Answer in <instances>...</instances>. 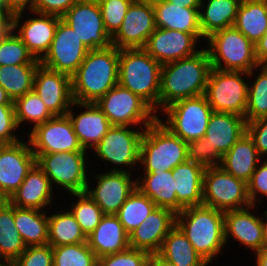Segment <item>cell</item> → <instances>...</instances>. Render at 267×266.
<instances>
[{
    "instance_id": "cell-63",
    "label": "cell",
    "mask_w": 267,
    "mask_h": 266,
    "mask_svg": "<svg viewBox=\"0 0 267 266\" xmlns=\"http://www.w3.org/2000/svg\"><path fill=\"white\" fill-rule=\"evenodd\" d=\"M0 266H15V264H14V261H11V260H4L3 263L0 260Z\"/></svg>"
},
{
    "instance_id": "cell-30",
    "label": "cell",
    "mask_w": 267,
    "mask_h": 266,
    "mask_svg": "<svg viewBox=\"0 0 267 266\" xmlns=\"http://www.w3.org/2000/svg\"><path fill=\"white\" fill-rule=\"evenodd\" d=\"M261 157L253 139L246 132L223 156L220 166L235 178L248 183Z\"/></svg>"
},
{
    "instance_id": "cell-25",
    "label": "cell",
    "mask_w": 267,
    "mask_h": 266,
    "mask_svg": "<svg viewBox=\"0 0 267 266\" xmlns=\"http://www.w3.org/2000/svg\"><path fill=\"white\" fill-rule=\"evenodd\" d=\"M205 169L202 165L187 160L171 171L176 180L177 213L187 207L203 205Z\"/></svg>"
},
{
    "instance_id": "cell-56",
    "label": "cell",
    "mask_w": 267,
    "mask_h": 266,
    "mask_svg": "<svg viewBox=\"0 0 267 266\" xmlns=\"http://www.w3.org/2000/svg\"><path fill=\"white\" fill-rule=\"evenodd\" d=\"M256 253V266H267V247H263Z\"/></svg>"
},
{
    "instance_id": "cell-61",
    "label": "cell",
    "mask_w": 267,
    "mask_h": 266,
    "mask_svg": "<svg viewBox=\"0 0 267 266\" xmlns=\"http://www.w3.org/2000/svg\"><path fill=\"white\" fill-rule=\"evenodd\" d=\"M157 266H176L175 264L167 261L166 259L162 258L158 253H157Z\"/></svg>"
},
{
    "instance_id": "cell-17",
    "label": "cell",
    "mask_w": 267,
    "mask_h": 266,
    "mask_svg": "<svg viewBox=\"0 0 267 266\" xmlns=\"http://www.w3.org/2000/svg\"><path fill=\"white\" fill-rule=\"evenodd\" d=\"M144 130L133 131L128 126H113L94 147L102 161L131 166L140 162V146Z\"/></svg>"
},
{
    "instance_id": "cell-60",
    "label": "cell",
    "mask_w": 267,
    "mask_h": 266,
    "mask_svg": "<svg viewBox=\"0 0 267 266\" xmlns=\"http://www.w3.org/2000/svg\"><path fill=\"white\" fill-rule=\"evenodd\" d=\"M143 266H157V253L151 254Z\"/></svg>"
},
{
    "instance_id": "cell-41",
    "label": "cell",
    "mask_w": 267,
    "mask_h": 266,
    "mask_svg": "<svg viewBox=\"0 0 267 266\" xmlns=\"http://www.w3.org/2000/svg\"><path fill=\"white\" fill-rule=\"evenodd\" d=\"M13 103L17 126L28 120L35 123L34 128L53 117L45 103L34 90L17 98Z\"/></svg>"
},
{
    "instance_id": "cell-12",
    "label": "cell",
    "mask_w": 267,
    "mask_h": 266,
    "mask_svg": "<svg viewBox=\"0 0 267 266\" xmlns=\"http://www.w3.org/2000/svg\"><path fill=\"white\" fill-rule=\"evenodd\" d=\"M89 49L62 18L55 30L49 50L40 60L43 67L72 77Z\"/></svg>"
},
{
    "instance_id": "cell-1",
    "label": "cell",
    "mask_w": 267,
    "mask_h": 266,
    "mask_svg": "<svg viewBox=\"0 0 267 266\" xmlns=\"http://www.w3.org/2000/svg\"><path fill=\"white\" fill-rule=\"evenodd\" d=\"M211 69L207 49L162 65L159 91L162 110L176 101L205 94Z\"/></svg>"
},
{
    "instance_id": "cell-36",
    "label": "cell",
    "mask_w": 267,
    "mask_h": 266,
    "mask_svg": "<svg viewBox=\"0 0 267 266\" xmlns=\"http://www.w3.org/2000/svg\"><path fill=\"white\" fill-rule=\"evenodd\" d=\"M25 9L26 7L15 9L11 18V29L0 35V66L40 64V61L34 58L22 40L16 34H13L15 28H18L19 23H21L19 20L22 19V12L26 11Z\"/></svg>"
},
{
    "instance_id": "cell-5",
    "label": "cell",
    "mask_w": 267,
    "mask_h": 266,
    "mask_svg": "<svg viewBox=\"0 0 267 266\" xmlns=\"http://www.w3.org/2000/svg\"><path fill=\"white\" fill-rule=\"evenodd\" d=\"M188 143L172 133L158 117L144 128L140 146V162L145 173L173 170L188 160Z\"/></svg>"
},
{
    "instance_id": "cell-23",
    "label": "cell",
    "mask_w": 267,
    "mask_h": 266,
    "mask_svg": "<svg viewBox=\"0 0 267 266\" xmlns=\"http://www.w3.org/2000/svg\"><path fill=\"white\" fill-rule=\"evenodd\" d=\"M254 207L255 205H251L248 208L224 212L225 243L228 235L231 234L233 238L249 249H253L254 252L264 247L262 219L248 211Z\"/></svg>"
},
{
    "instance_id": "cell-19",
    "label": "cell",
    "mask_w": 267,
    "mask_h": 266,
    "mask_svg": "<svg viewBox=\"0 0 267 266\" xmlns=\"http://www.w3.org/2000/svg\"><path fill=\"white\" fill-rule=\"evenodd\" d=\"M202 37L204 36L157 27L143 49L164 65L197 54L201 50L195 49L196 41Z\"/></svg>"
},
{
    "instance_id": "cell-13",
    "label": "cell",
    "mask_w": 267,
    "mask_h": 266,
    "mask_svg": "<svg viewBox=\"0 0 267 266\" xmlns=\"http://www.w3.org/2000/svg\"><path fill=\"white\" fill-rule=\"evenodd\" d=\"M62 19L89 50L106 49L112 45L97 0H78Z\"/></svg>"
},
{
    "instance_id": "cell-21",
    "label": "cell",
    "mask_w": 267,
    "mask_h": 266,
    "mask_svg": "<svg viewBox=\"0 0 267 266\" xmlns=\"http://www.w3.org/2000/svg\"><path fill=\"white\" fill-rule=\"evenodd\" d=\"M176 225V214L167 208L156 207L141 225L129 234L130 248L158 253L164 238Z\"/></svg>"
},
{
    "instance_id": "cell-64",
    "label": "cell",
    "mask_w": 267,
    "mask_h": 266,
    "mask_svg": "<svg viewBox=\"0 0 267 266\" xmlns=\"http://www.w3.org/2000/svg\"><path fill=\"white\" fill-rule=\"evenodd\" d=\"M7 200L5 198H3L1 195H0V207L6 202Z\"/></svg>"
},
{
    "instance_id": "cell-7",
    "label": "cell",
    "mask_w": 267,
    "mask_h": 266,
    "mask_svg": "<svg viewBox=\"0 0 267 266\" xmlns=\"http://www.w3.org/2000/svg\"><path fill=\"white\" fill-rule=\"evenodd\" d=\"M242 71L211 69L205 97L213 111L229 112L245 117L248 101V84L241 75L252 76Z\"/></svg>"
},
{
    "instance_id": "cell-38",
    "label": "cell",
    "mask_w": 267,
    "mask_h": 266,
    "mask_svg": "<svg viewBox=\"0 0 267 266\" xmlns=\"http://www.w3.org/2000/svg\"><path fill=\"white\" fill-rule=\"evenodd\" d=\"M40 64L0 66V86L14 102L33 90L36 69Z\"/></svg>"
},
{
    "instance_id": "cell-32",
    "label": "cell",
    "mask_w": 267,
    "mask_h": 266,
    "mask_svg": "<svg viewBox=\"0 0 267 266\" xmlns=\"http://www.w3.org/2000/svg\"><path fill=\"white\" fill-rule=\"evenodd\" d=\"M158 254L176 266L208 265L177 225L164 238Z\"/></svg>"
},
{
    "instance_id": "cell-24",
    "label": "cell",
    "mask_w": 267,
    "mask_h": 266,
    "mask_svg": "<svg viewBox=\"0 0 267 266\" xmlns=\"http://www.w3.org/2000/svg\"><path fill=\"white\" fill-rule=\"evenodd\" d=\"M73 105L85 107L87 109L76 117L69 109L67 115L72 122L74 132L83 149L86 150L88 147L93 148L105 136L112 127V124L95 103L84 104L74 101Z\"/></svg>"
},
{
    "instance_id": "cell-10",
    "label": "cell",
    "mask_w": 267,
    "mask_h": 266,
    "mask_svg": "<svg viewBox=\"0 0 267 266\" xmlns=\"http://www.w3.org/2000/svg\"><path fill=\"white\" fill-rule=\"evenodd\" d=\"M163 111L168 116L164 126L187 143L204 138L213 112L204 94L176 101Z\"/></svg>"
},
{
    "instance_id": "cell-55",
    "label": "cell",
    "mask_w": 267,
    "mask_h": 266,
    "mask_svg": "<svg viewBox=\"0 0 267 266\" xmlns=\"http://www.w3.org/2000/svg\"><path fill=\"white\" fill-rule=\"evenodd\" d=\"M174 5L184 6L185 8H204L203 0H164Z\"/></svg>"
},
{
    "instance_id": "cell-52",
    "label": "cell",
    "mask_w": 267,
    "mask_h": 266,
    "mask_svg": "<svg viewBox=\"0 0 267 266\" xmlns=\"http://www.w3.org/2000/svg\"><path fill=\"white\" fill-rule=\"evenodd\" d=\"M247 133L253 139L259 155L267 154V116L247 122Z\"/></svg>"
},
{
    "instance_id": "cell-42",
    "label": "cell",
    "mask_w": 267,
    "mask_h": 266,
    "mask_svg": "<svg viewBox=\"0 0 267 266\" xmlns=\"http://www.w3.org/2000/svg\"><path fill=\"white\" fill-rule=\"evenodd\" d=\"M53 266H98V258L88 243L52 247Z\"/></svg>"
},
{
    "instance_id": "cell-51",
    "label": "cell",
    "mask_w": 267,
    "mask_h": 266,
    "mask_svg": "<svg viewBox=\"0 0 267 266\" xmlns=\"http://www.w3.org/2000/svg\"><path fill=\"white\" fill-rule=\"evenodd\" d=\"M248 186V196L252 205H256V196L258 193L263 194L267 197V160L259 166L253 172L250 181L247 183Z\"/></svg>"
},
{
    "instance_id": "cell-35",
    "label": "cell",
    "mask_w": 267,
    "mask_h": 266,
    "mask_svg": "<svg viewBox=\"0 0 267 266\" xmlns=\"http://www.w3.org/2000/svg\"><path fill=\"white\" fill-rule=\"evenodd\" d=\"M44 213L14 206L15 226L26 247L48 244V217Z\"/></svg>"
},
{
    "instance_id": "cell-47",
    "label": "cell",
    "mask_w": 267,
    "mask_h": 266,
    "mask_svg": "<svg viewBox=\"0 0 267 266\" xmlns=\"http://www.w3.org/2000/svg\"><path fill=\"white\" fill-rule=\"evenodd\" d=\"M15 266H53V250L49 244L28 246L14 261Z\"/></svg>"
},
{
    "instance_id": "cell-57",
    "label": "cell",
    "mask_w": 267,
    "mask_h": 266,
    "mask_svg": "<svg viewBox=\"0 0 267 266\" xmlns=\"http://www.w3.org/2000/svg\"><path fill=\"white\" fill-rule=\"evenodd\" d=\"M0 104H14L7 92L0 86Z\"/></svg>"
},
{
    "instance_id": "cell-65",
    "label": "cell",
    "mask_w": 267,
    "mask_h": 266,
    "mask_svg": "<svg viewBox=\"0 0 267 266\" xmlns=\"http://www.w3.org/2000/svg\"><path fill=\"white\" fill-rule=\"evenodd\" d=\"M134 1H154V0H134Z\"/></svg>"
},
{
    "instance_id": "cell-44",
    "label": "cell",
    "mask_w": 267,
    "mask_h": 266,
    "mask_svg": "<svg viewBox=\"0 0 267 266\" xmlns=\"http://www.w3.org/2000/svg\"><path fill=\"white\" fill-rule=\"evenodd\" d=\"M73 195L79 200L76 204L75 202L72 204L73 209H70V212L81 226L84 234L88 237L99 225L105 214L85 192L73 193Z\"/></svg>"
},
{
    "instance_id": "cell-54",
    "label": "cell",
    "mask_w": 267,
    "mask_h": 266,
    "mask_svg": "<svg viewBox=\"0 0 267 266\" xmlns=\"http://www.w3.org/2000/svg\"><path fill=\"white\" fill-rule=\"evenodd\" d=\"M15 10H0V35L11 29V18Z\"/></svg>"
},
{
    "instance_id": "cell-40",
    "label": "cell",
    "mask_w": 267,
    "mask_h": 266,
    "mask_svg": "<svg viewBox=\"0 0 267 266\" xmlns=\"http://www.w3.org/2000/svg\"><path fill=\"white\" fill-rule=\"evenodd\" d=\"M157 206L137 188L115 214L129 235L137 229Z\"/></svg>"
},
{
    "instance_id": "cell-20",
    "label": "cell",
    "mask_w": 267,
    "mask_h": 266,
    "mask_svg": "<svg viewBox=\"0 0 267 266\" xmlns=\"http://www.w3.org/2000/svg\"><path fill=\"white\" fill-rule=\"evenodd\" d=\"M33 90L53 116L66 115L73 106L71 77L49 70L42 65L36 69Z\"/></svg>"
},
{
    "instance_id": "cell-11",
    "label": "cell",
    "mask_w": 267,
    "mask_h": 266,
    "mask_svg": "<svg viewBox=\"0 0 267 266\" xmlns=\"http://www.w3.org/2000/svg\"><path fill=\"white\" fill-rule=\"evenodd\" d=\"M36 164L50 182L63 186L73 193L85 192L88 181L86 175L85 151L34 154Z\"/></svg>"
},
{
    "instance_id": "cell-2",
    "label": "cell",
    "mask_w": 267,
    "mask_h": 266,
    "mask_svg": "<svg viewBox=\"0 0 267 266\" xmlns=\"http://www.w3.org/2000/svg\"><path fill=\"white\" fill-rule=\"evenodd\" d=\"M119 49L89 50L76 73L71 77L73 100L96 103L118 84Z\"/></svg>"
},
{
    "instance_id": "cell-6",
    "label": "cell",
    "mask_w": 267,
    "mask_h": 266,
    "mask_svg": "<svg viewBox=\"0 0 267 266\" xmlns=\"http://www.w3.org/2000/svg\"><path fill=\"white\" fill-rule=\"evenodd\" d=\"M207 39L212 68L246 73L259 68L255 44L234 26L215 31Z\"/></svg>"
},
{
    "instance_id": "cell-34",
    "label": "cell",
    "mask_w": 267,
    "mask_h": 266,
    "mask_svg": "<svg viewBox=\"0 0 267 266\" xmlns=\"http://www.w3.org/2000/svg\"><path fill=\"white\" fill-rule=\"evenodd\" d=\"M242 0H208L205 11H199V25L204 38L215 31L232 27Z\"/></svg>"
},
{
    "instance_id": "cell-9",
    "label": "cell",
    "mask_w": 267,
    "mask_h": 266,
    "mask_svg": "<svg viewBox=\"0 0 267 266\" xmlns=\"http://www.w3.org/2000/svg\"><path fill=\"white\" fill-rule=\"evenodd\" d=\"M113 126L144 123L145 128L157 118L155 110L140 96L119 84L95 103Z\"/></svg>"
},
{
    "instance_id": "cell-28",
    "label": "cell",
    "mask_w": 267,
    "mask_h": 266,
    "mask_svg": "<svg viewBox=\"0 0 267 266\" xmlns=\"http://www.w3.org/2000/svg\"><path fill=\"white\" fill-rule=\"evenodd\" d=\"M37 18H29L16 34L27 46L35 59L41 60L52 44L56 27L62 17L51 14H39Z\"/></svg>"
},
{
    "instance_id": "cell-53",
    "label": "cell",
    "mask_w": 267,
    "mask_h": 266,
    "mask_svg": "<svg viewBox=\"0 0 267 266\" xmlns=\"http://www.w3.org/2000/svg\"><path fill=\"white\" fill-rule=\"evenodd\" d=\"M255 54L260 65H267V30L263 37L255 43Z\"/></svg>"
},
{
    "instance_id": "cell-59",
    "label": "cell",
    "mask_w": 267,
    "mask_h": 266,
    "mask_svg": "<svg viewBox=\"0 0 267 266\" xmlns=\"http://www.w3.org/2000/svg\"><path fill=\"white\" fill-rule=\"evenodd\" d=\"M16 8L9 0H0V10H15Z\"/></svg>"
},
{
    "instance_id": "cell-14",
    "label": "cell",
    "mask_w": 267,
    "mask_h": 266,
    "mask_svg": "<svg viewBox=\"0 0 267 266\" xmlns=\"http://www.w3.org/2000/svg\"><path fill=\"white\" fill-rule=\"evenodd\" d=\"M29 142L34 154L86 151L79 143L67 114L53 116L32 128Z\"/></svg>"
},
{
    "instance_id": "cell-22",
    "label": "cell",
    "mask_w": 267,
    "mask_h": 266,
    "mask_svg": "<svg viewBox=\"0 0 267 266\" xmlns=\"http://www.w3.org/2000/svg\"><path fill=\"white\" fill-rule=\"evenodd\" d=\"M247 132L245 117L229 112L213 111L204 138L222 160L229 149Z\"/></svg>"
},
{
    "instance_id": "cell-27",
    "label": "cell",
    "mask_w": 267,
    "mask_h": 266,
    "mask_svg": "<svg viewBox=\"0 0 267 266\" xmlns=\"http://www.w3.org/2000/svg\"><path fill=\"white\" fill-rule=\"evenodd\" d=\"M87 243L97 258L128 249L129 235L116 215L105 214L99 225L87 237Z\"/></svg>"
},
{
    "instance_id": "cell-39",
    "label": "cell",
    "mask_w": 267,
    "mask_h": 266,
    "mask_svg": "<svg viewBox=\"0 0 267 266\" xmlns=\"http://www.w3.org/2000/svg\"><path fill=\"white\" fill-rule=\"evenodd\" d=\"M25 250L15 226L14 206L6 201L0 207V259L15 261Z\"/></svg>"
},
{
    "instance_id": "cell-37",
    "label": "cell",
    "mask_w": 267,
    "mask_h": 266,
    "mask_svg": "<svg viewBox=\"0 0 267 266\" xmlns=\"http://www.w3.org/2000/svg\"><path fill=\"white\" fill-rule=\"evenodd\" d=\"M87 242V236L81 229L70 210L48 216V244L52 247Z\"/></svg>"
},
{
    "instance_id": "cell-33",
    "label": "cell",
    "mask_w": 267,
    "mask_h": 266,
    "mask_svg": "<svg viewBox=\"0 0 267 266\" xmlns=\"http://www.w3.org/2000/svg\"><path fill=\"white\" fill-rule=\"evenodd\" d=\"M233 26L257 43L267 30V0H242Z\"/></svg>"
},
{
    "instance_id": "cell-45",
    "label": "cell",
    "mask_w": 267,
    "mask_h": 266,
    "mask_svg": "<svg viewBox=\"0 0 267 266\" xmlns=\"http://www.w3.org/2000/svg\"><path fill=\"white\" fill-rule=\"evenodd\" d=\"M134 0H97L105 30L112 38L120 29L128 7Z\"/></svg>"
},
{
    "instance_id": "cell-48",
    "label": "cell",
    "mask_w": 267,
    "mask_h": 266,
    "mask_svg": "<svg viewBox=\"0 0 267 266\" xmlns=\"http://www.w3.org/2000/svg\"><path fill=\"white\" fill-rule=\"evenodd\" d=\"M187 154L188 161L198 163L204 168L219 166L221 163V159L212 151L206 138L190 141Z\"/></svg>"
},
{
    "instance_id": "cell-43",
    "label": "cell",
    "mask_w": 267,
    "mask_h": 266,
    "mask_svg": "<svg viewBox=\"0 0 267 266\" xmlns=\"http://www.w3.org/2000/svg\"><path fill=\"white\" fill-rule=\"evenodd\" d=\"M253 85L248 86L245 119L251 122L267 116V65H262Z\"/></svg>"
},
{
    "instance_id": "cell-58",
    "label": "cell",
    "mask_w": 267,
    "mask_h": 266,
    "mask_svg": "<svg viewBox=\"0 0 267 266\" xmlns=\"http://www.w3.org/2000/svg\"><path fill=\"white\" fill-rule=\"evenodd\" d=\"M11 4L15 7H26L27 4L29 5L32 0H9Z\"/></svg>"
},
{
    "instance_id": "cell-62",
    "label": "cell",
    "mask_w": 267,
    "mask_h": 266,
    "mask_svg": "<svg viewBox=\"0 0 267 266\" xmlns=\"http://www.w3.org/2000/svg\"><path fill=\"white\" fill-rule=\"evenodd\" d=\"M265 216H267V211H265ZM262 230H263L264 247H267V221L262 220Z\"/></svg>"
},
{
    "instance_id": "cell-29",
    "label": "cell",
    "mask_w": 267,
    "mask_h": 266,
    "mask_svg": "<svg viewBox=\"0 0 267 266\" xmlns=\"http://www.w3.org/2000/svg\"><path fill=\"white\" fill-rule=\"evenodd\" d=\"M156 27L202 35L199 25L200 8H185L164 0L152 1Z\"/></svg>"
},
{
    "instance_id": "cell-3",
    "label": "cell",
    "mask_w": 267,
    "mask_h": 266,
    "mask_svg": "<svg viewBox=\"0 0 267 266\" xmlns=\"http://www.w3.org/2000/svg\"><path fill=\"white\" fill-rule=\"evenodd\" d=\"M176 225L207 263L225 245L224 212L221 210L204 205L187 207L176 214Z\"/></svg>"
},
{
    "instance_id": "cell-49",
    "label": "cell",
    "mask_w": 267,
    "mask_h": 266,
    "mask_svg": "<svg viewBox=\"0 0 267 266\" xmlns=\"http://www.w3.org/2000/svg\"><path fill=\"white\" fill-rule=\"evenodd\" d=\"M17 127L14 104H0V145L21 141L12 133Z\"/></svg>"
},
{
    "instance_id": "cell-8",
    "label": "cell",
    "mask_w": 267,
    "mask_h": 266,
    "mask_svg": "<svg viewBox=\"0 0 267 266\" xmlns=\"http://www.w3.org/2000/svg\"><path fill=\"white\" fill-rule=\"evenodd\" d=\"M203 205L223 212L249 207L247 183L220 165L208 167L203 177Z\"/></svg>"
},
{
    "instance_id": "cell-26",
    "label": "cell",
    "mask_w": 267,
    "mask_h": 266,
    "mask_svg": "<svg viewBox=\"0 0 267 266\" xmlns=\"http://www.w3.org/2000/svg\"><path fill=\"white\" fill-rule=\"evenodd\" d=\"M52 184L42 169L35 163L28 171L26 178L7 200L17 208L38 209L49 205L52 201Z\"/></svg>"
},
{
    "instance_id": "cell-4",
    "label": "cell",
    "mask_w": 267,
    "mask_h": 266,
    "mask_svg": "<svg viewBox=\"0 0 267 266\" xmlns=\"http://www.w3.org/2000/svg\"><path fill=\"white\" fill-rule=\"evenodd\" d=\"M162 65L143 48L119 50L118 84L140 96L157 113Z\"/></svg>"
},
{
    "instance_id": "cell-15",
    "label": "cell",
    "mask_w": 267,
    "mask_h": 266,
    "mask_svg": "<svg viewBox=\"0 0 267 266\" xmlns=\"http://www.w3.org/2000/svg\"><path fill=\"white\" fill-rule=\"evenodd\" d=\"M156 28L152 1H133L111 43L119 50L143 48Z\"/></svg>"
},
{
    "instance_id": "cell-31",
    "label": "cell",
    "mask_w": 267,
    "mask_h": 266,
    "mask_svg": "<svg viewBox=\"0 0 267 266\" xmlns=\"http://www.w3.org/2000/svg\"><path fill=\"white\" fill-rule=\"evenodd\" d=\"M145 175L141 182L137 179V189L157 207L170 209L177 214L176 180L171 170L158 169Z\"/></svg>"
},
{
    "instance_id": "cell-46",
    "label": "cell",
    "mask_w": 267,
    "mask_h": 266,
    "mask_svg": "<svg viewBox=\"0 0 267 266\" xmlns=\"http://www.w3.org/2000/svg\"><path fill=\"white\" fill-rule=\"evenodd\" d=\"M149 257L148 252L129 247L122 252L98 258V266H143Z\"/></svg>"
},
{
    "instance_id": "cell-16",
    "label": "cell",
    "mask_w": 267,
    "mask_h": 266,
    "mask_svg": "<svg viewBox=\"0 0 267 266\" xmlns=\"http://www.w3.org/2000/svg\"><path fill=\"white\" fill-rule=\"evenodd\" d=\"M30 142L0 145V195L8 200L36 163Z\"/></svg>"
},
{
    "instance_id": "cell-50",
    "label": "cell",
    "mask_w": 267,
    "mask_h": 266,
    "mask_svg": "<svg viewBox=\"0 0 267 266\" xmlns=\"http://www.w3.org/2000/svg\"><path fill=\"white\" fill-rule=\"evenodd\" d=\"M78 0H32L29 10L62 17Z\"/></svg>"
},
{
    "instance_id": "cell-18",
    "label": "cell",
    "mask_w": 267,
    "mask_h": 266,
    "mask_svg": "<svg viewBox=\"0 0 267 266\" xmlns=\"http://www.w3.org/2000/svg\"><path fill=\"white\" fill-rule=\"evenodd\" d=\"M131 178L127 170L113 169L96 176L97 186L91 190L88 183L85 193L96 202L104 214L115 215L137 188V180L132 181Z\"/></svg>"
}]
</instances>
